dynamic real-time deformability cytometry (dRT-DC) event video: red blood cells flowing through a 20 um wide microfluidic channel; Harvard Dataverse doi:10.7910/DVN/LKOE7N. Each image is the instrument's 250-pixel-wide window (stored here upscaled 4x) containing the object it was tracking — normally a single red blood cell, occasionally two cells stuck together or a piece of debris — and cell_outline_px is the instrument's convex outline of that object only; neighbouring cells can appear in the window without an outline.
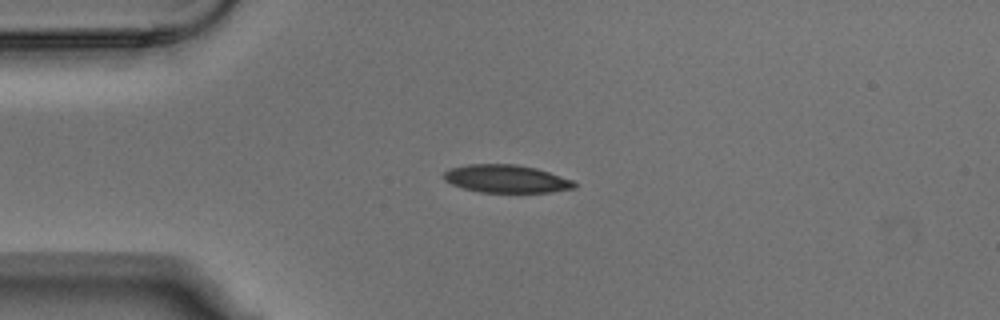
{"species": "Egyptian fruit bat (a non-hibernating species)", "species_latin": "Rousettus aegyptiacus", "temperature_condition": "warm", "stored_images_in_passage": 2, "camera_frame_rate_fps": 3000, "um_per_image_px": 0.085, "animal": {"sex": "male"}, "frame": {"image": 1, "passage_image": 1, "time_ms": 0.0, "image_size_px": [1000, 320], "cell_outline_px": [[576, 188], [552, 192], [480, 192], [464, 188], [452, 184], [444, 180], [444, 172], [448, 168], [468, 164], [516, 164], [536, 168], [572, 180], [576, 184]], "centroid_in_image_um": [43.02, 15.19], "position_along_channel_um": 42.0, "area_um2": 21.15}}